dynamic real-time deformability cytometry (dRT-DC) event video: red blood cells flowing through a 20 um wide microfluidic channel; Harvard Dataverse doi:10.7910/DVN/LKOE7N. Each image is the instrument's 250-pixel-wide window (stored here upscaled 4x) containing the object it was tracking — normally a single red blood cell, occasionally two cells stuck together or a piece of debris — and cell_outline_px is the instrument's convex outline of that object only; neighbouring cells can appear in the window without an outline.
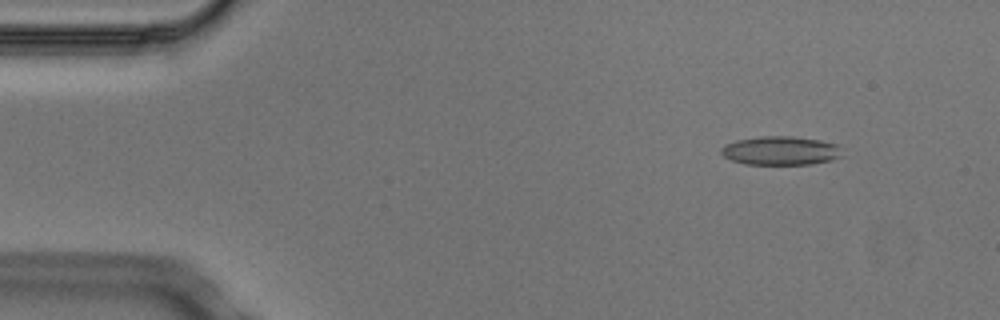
{"species": "Egyptian fruit bat (a non-hibernating species)", "species_latin": "Rousettus aegyptiacus", "temperature_condition": "cold", "stored_images_in_passage": 6, "camera_frame_rate_fps": 3000, "um_per_image_px": 0.085, "animal": {"sex": "male"}, "frame": {"image": 1, "passage_image": 1, "time_ms": 0.0, "image_size_px": [1000, 320], "cell_outline_px": [[844, 156], [832, 160], [812, 164], [744, 164], [732, 160], [724, 156], [720, 152], [720, 148], [724, 144], [736, 140], [760, 136], [792, 136], [820, 140], [836, 144]], "centroid_in_image_um": [66.34, 12.8], "position_along_channel_um": 18.7, "area_um2": 20.4}}
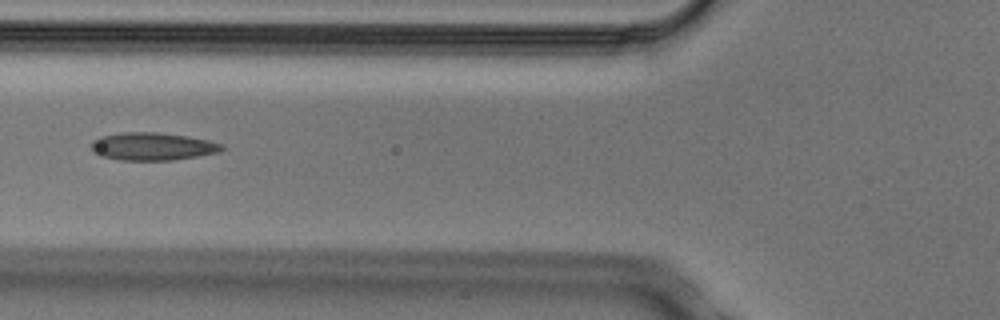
{"frame": {"image": 2, "passage_image": 5, "time_ms": 1.333, "image_size_px": [1000, 320], "cell_outline_px": [[224, 148], [220, 152], [172, 160], [120, 160], [100, 156], [92, 152], [88, 144], [92, 140], [100, 136], [124, 132], [160, 132], [188, 136], [208, 140], [224, 144]], "centroid_in_image_um": [12.91, 12.44], "position_along_channel_um": 112.9, "area_um2": 21.44}}
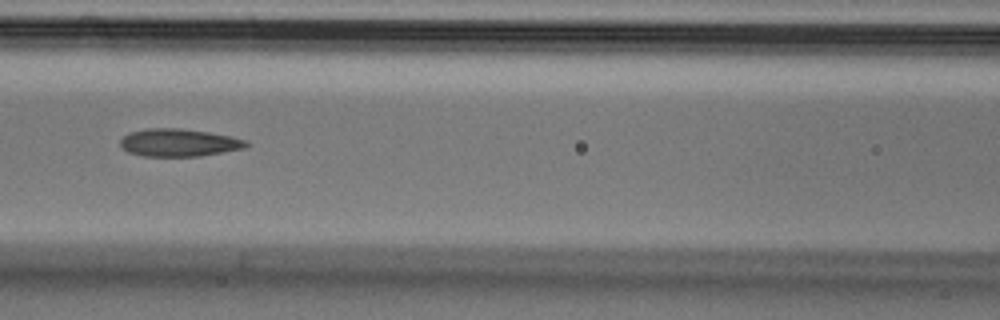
{"frame": {"image": 3, "passage_image": 6, "time_ms": 1.667, "image_size_px": [1000, 320], "cell_outline_px": [[252, 144], [248, 148], [200, 156], [144, 156], [128, 152], [120, 144], [120, 140], [128, 132], [144, 128], [180, 128], [208, 132], [232, 136], [248, 140]], "centroid_in_image_um": [15.27, 12.12], "position_along_channel_um": 151.3, "area_um2": 20.63}}